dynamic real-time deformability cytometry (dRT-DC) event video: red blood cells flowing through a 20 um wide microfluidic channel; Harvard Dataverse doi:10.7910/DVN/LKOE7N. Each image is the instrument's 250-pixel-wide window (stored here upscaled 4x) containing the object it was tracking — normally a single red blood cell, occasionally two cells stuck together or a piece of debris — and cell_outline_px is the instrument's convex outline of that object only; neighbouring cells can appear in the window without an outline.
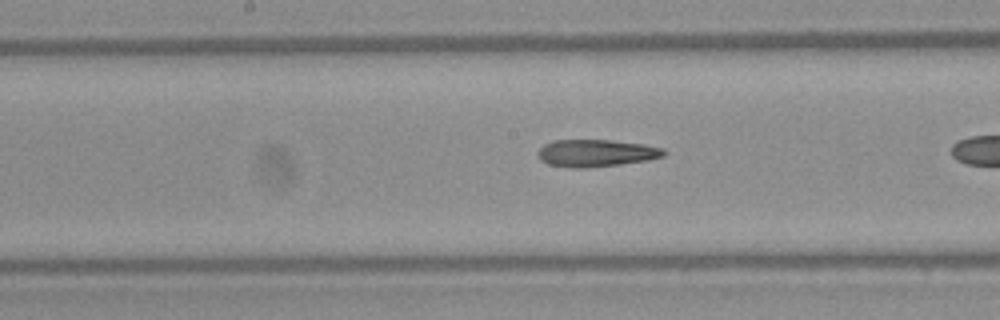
{"species": "Egyptian fruit bat (a non-hibernating species)", "species_latin": "Rousettus aegyptiacus", "temperature_condition": "warm", "stored_images_in_passage": 19, "camera_frame_rate_fps": 3000, "um_per_image_px": 0.085, "frame": {"image": 1, "passage_image": 11, "time_ms": 3.333, "image_size_px": [1000, 320], "cell_outline_px": [[668, 152], [664, 156], [648, 160], [620, 164], [584, 168], [568, 168], [548, 164], [540, 160], [536, 152], [544, 144], [552, 140], [608, 140], [644, 144], [664, 148]], "centroid_in_image_um": [50.66, 13.01], "position_along_channel_um": 197.5, "area_um2": 20.17}}
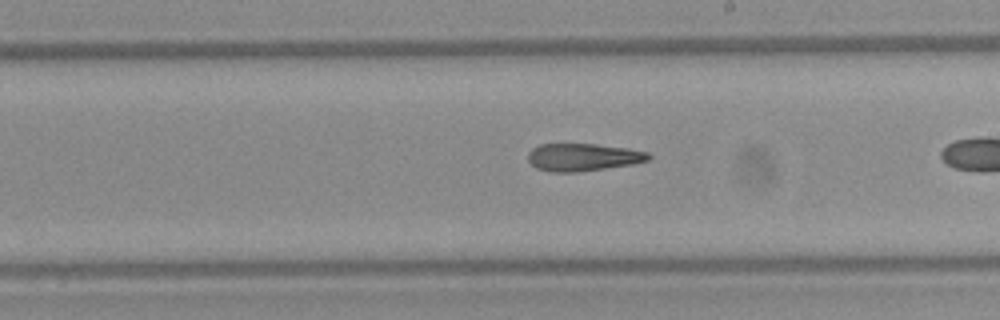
{"frame": {"image": 2, "passage_image": 14, "time_ms": 4.333, "image_size_px": [1000, 320], "cell_outline_px": [[652, 156], [648, 160], [632, 164], [576, 172], [552, 172], [536, 168], [528, 160], [528, 152], [532, 148], [540, 144], [596, 144], [628, 148], [648, 152]], "centroid_in_image_um": [49.54, 13.35], "position_along_channel_um": 239.5, "area_um2": 19.31}}